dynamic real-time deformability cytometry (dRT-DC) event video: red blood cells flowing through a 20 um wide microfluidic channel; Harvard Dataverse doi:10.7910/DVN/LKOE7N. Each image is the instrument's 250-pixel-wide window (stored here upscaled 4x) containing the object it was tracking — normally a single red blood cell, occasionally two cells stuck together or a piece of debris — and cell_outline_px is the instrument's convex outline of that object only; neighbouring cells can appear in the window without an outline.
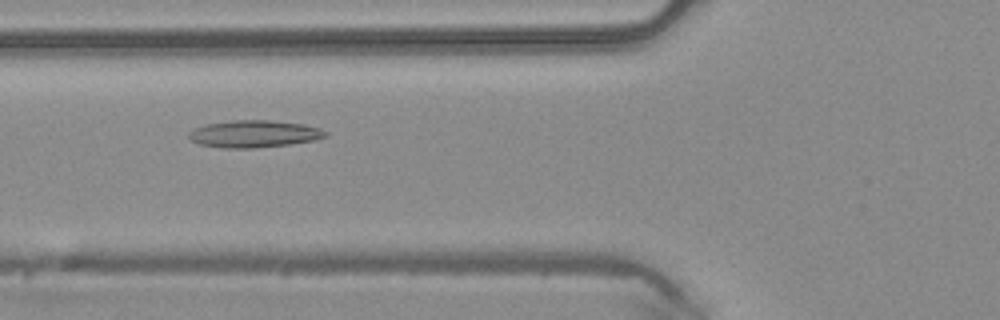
{"species": "common noctule bat (a hibernating species)", "species_latin": "Nyctalus noctula", "temperature_condition": "warm", "stored_images_in_passage": 49, "camera_frame_rate_fps": 3000, "um_per_image_px": 0.085, "animal": {"sex": "male", "body_mass_g": 20.4}, "frame": {"image": 1, "passage_image": 19, "time_ms": 6.0, "image_size_px": [1000, 320], "cell_outline_px": [[328, 136], [316, 140], [288, 144], [256, 148], [224, 148], [200, 144], [188, 140], [188, 132], [196, 128], [208, 124], [232, 120], [268, 120], [304, 124], [320, 128], [328, 132]], "centroid_in_image_um": [21.61, 11.38], "position_along_channel_um": 104.2, "area_um2": 21.68}}
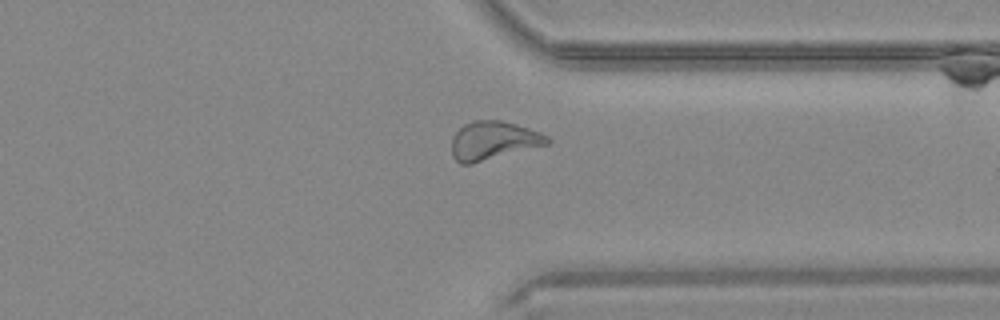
{"frame": {"image": 2, "passage_image": 38, "time_ms": 12.333, "image_size_px": [1000, 320], "cell_outline_px": [[552, 140], [548, 144], [472, 164], [460, 164], [452, 156], [452, 136], [464, 124], [472, 120], [500, 120], [516, 124], [540, 132], [548, 136]], "centroid_in_image_um": [41.92, 11.95], "position_along_channel_um": 369.5, "area_um2": 21.5}}
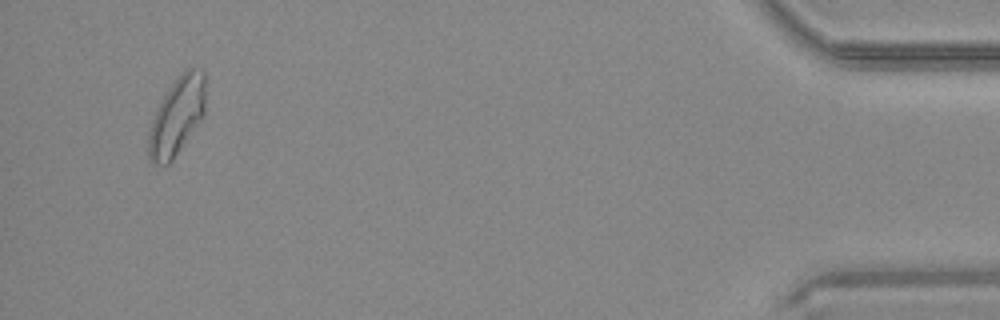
{"frame": {"image": 3, "passage_image": 47, "time_ms": 15.333, "image_size_px": [1000, 320], "cell_outline_px": [[204, 116], [172, 160], [164, 168], [148, 160], [148, 132], [152, 120], [168, 88], [184, 68], [196, 64], [204, 72]], "centroid_in_image_um": [15.03, 9.86], "position_along_channel_um": 420.2, "area_um2": 26.01}, "authors_computed_cell_mechanics": {"area_um2": 21.8484, "velocity_mm_per_s": 4.1957, "shape_relaxation_time_tau1_ms": 10.5906, "shape_relaxation_time_tau2_ms": 2.7924, "deformation_change_tau1": 0.2211, "deformation_change_tau2": 0.1066}}